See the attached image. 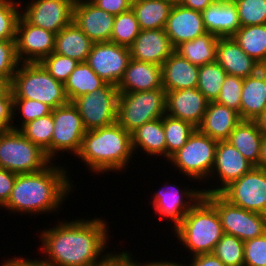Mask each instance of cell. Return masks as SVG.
I'll use <instances>...</instances> for the list:
<instances>
[{
    "label": "cell",
    "instance_id": "cell-1",
    "mask_svg": "<svg viewBox=\"0 0 266 266\" xmlns=\"http://www.w3.org/2000/svg\"><path fill=\"white\" fill-rule=\"evenodd\" d=\"M86 217L58 219L54 226L38 229L42 257L51 266H93L110 252L108 219Z\"/></svg>",
    "mask_w": 266,
    "mask_h": 266
},
{
    "label": "cell",
    "instance_id": "cell-2",
    "mask_svg": "<svg viewBox=\"0 0 266 266\" xmlns=\"http://www.w3.org/2000/svg\"><path fill=\"white\" fill-rule=\"evenodd\" d=\"M57 164V165H56ZM59 162H52L43 170L17 174L7 203L2 207L9 214H29L31 217L63 211L66 199L76 191L71 169ZM70 172V173H69ZM74 183V184H73ZM74 188V189H73ZM61 208V209H60ZM60 211V212H59Z\"/></svg>",
    "mask_w": 266,
    "mask_h": 266
},
{
    "label": "cell",
    "instance_id": "cell-3",
    "mask_svg": "<svg viewBox=\"0 0 266 266\" xmlns=\"http://www.w3.org/2000/svg\"><path fill=\"white\" fill-rule=\"evenodd\" d=\"M131 133L117 122L94 130H86L77 159L93 175L126 173L133 162Z\"/></svg>",
    "mask_w": 266,
    "mask_h": 266
},
{
    "label": "cell",
    "instance_id": "cell-4",
    "mask_svg": "<svg viewBox=\"0 0 266 266\" xmlns=\"http://www.w3.org/2000/svg\"><path fill=\"white\" fill-rule=\"evenodd\" d=\"M171 234L177 239L175 243L181 246L179 251L185 249L191 257L212 253L224 231L216 208L202 196Z\"/></svg>",
    "mask_w": 266,
    "mask_h": 266
},
{
    "label": "cell",
    "instance_id": "cell-5",
    "mask_svg": "<svg viewBox=\"0 0 266 266\" xmlns=\"http://www.w3.org/2000/svg\"><path fill=\"white\" fill-rule=\"evenodd\" d=\"M13 99H30L52 109L69 102L64 83L55 80L40 62L20 63L9 85Z\"/></svg>",
    "mask_w": 266,
    "mask_h": 266
},
{
    "label": "cell",
    "instance_id": "cell-6",
    "mask_svg": "<svg viewBox=\"0 0 266 266\" xmlns=\"http://www.w3.org/2000/svg\"><path fill=\"white\" fill-rule=\"evenodd\" d=\"M218 141L202 134L198 129L189 137L186 144L166 162L174 171L183 175V180L193 182L197 187L206 184L215 163ZM197 180V181H196ZM196 182L199 183L196 184ZM202 182V183H201Z\"/></svg>",
    "mask_w": 266,
    "mask_h": 266
},
{
    "label": "cell",
    "instance_id": "cell-7",
    "mask_svg": "<svg viewBox=\"0 0 266 266\" xmlns=\"http://www.w3.org/2000/svg\"><path fill=\"white\" fill-rule=\"evenodd\" d=\"M166 114V91L157 88L141 92H119L117 123L129 133Z\"/></svg>",
    "mask_w": 266,
    "mask_h": 266
},
{
    "label": "cell",
    "instance_id": "cell-8",
    "mask_svg": "<svg viewBox=\"0 0 266 266\" xmlns=\"http://www.w3.org/2000/svg\"><path fill=\"white\" fill-rule=\"evenodd\" d=\"M51 163L45 151L18 130L0 133V168L25 174L43 170Z\"/></svg>",
    "mask_w": 266,
    "mask_h": 266
},
{
    "label": "cell",
    "instance_id": "cell-9",
    "mask_svg": "<svg viewBox=\"0 0 266 266\" xmlns=\"http://www.w3.org/2000/svg\"><path fill=\"white\" fill-rule=\"evenodd\" d=\"M170 183V184H169ZM179 182H169L165 180V183L161 184L163 187L156 190L151 194L152 197L149 201V205L155 211L154 215L159 216V219L163 221L171 222L170 226L173 230L184 218V216L191 210V208L201 199L203 196L202 188L192 185V187L183 186ZM183 186V188H182ZM180 187V188H179ZM196 187V188H194Z\"/></svg>",
    "mask_w": 266,
    "mask_h": 266
},
{
    "label": "cell",
    "instance_id": "cell-10",
    "mask_svg": "<svg viewBox=\"0 0 266 266\" xmlns=\"http://www.w3.org/2000/svg\"><path fill=\"white\" fill-rule=\"evenodd\" d=\"M203 196L216 208L224 233L233 235L243 242L266 233V215L233 205L220 193Z\"/></svg>",
    "mask_w": 266,
    "mask_h": 266
},
{
    "label": "cell",
    "instance_id": "cell-11",
    "mask_svg": "<svg viewBox=\"0 0 266 266\" xmlns=\"http://www.w3.org/2000/svg\"><path fill=\"white\" fill-rule=\"evenodd\" d=\"M54 132L51 141V161L56 162L60 154L65 152L76 157L80 152L83 137L86 133L82 118L73 105H65L52 109ZM67 152V153H66Z\"/></svg>",
    "mask_w": 266,
    "mask_h": 266
},
{
    "label": "cell",
    "instance_id": "cell-12",
    "mask_svg": "<svg viewBox=\"0 0 266 266\" xmlns=\"http://www.w3.org/2000/svg\"><path fill=\"white\" fill-rule=\"evenodd\" d=\"M118 94L116 85L106 83L92 93L71 101L78 110L86 130L102 128L117 122Z\"/></svg>",
    "mask_w": 266,
    "mask_h": 266
},
{
    "label": "cell",
    "instance_id": "cell-13",
    "mask_svg": "<svg viewBox=\"0 0 266 266\" xmlns=\"http://www.w3.org/2000/svg\"><path fill=\"white\" fill-rule=\"evenodd\" d=\"M220 194L233 205L266 215V170L254 167Z\"/></svg>",
    "mask_w": 266,
    "mask_h": 266
},
{
    "label": "cell",
    "instance_id": "cell-14",
    "mask_svg": "<svg viewBox=\"0 0 266 266\" xmlns=\"http://www.w3.org/2000/svg\"><path fill=\"white\" fill-rule=\"evenodd\" d=\"M254 167L252 163L243 157V155L226 140L218 141L215 163L209 177L210 180L206 182L208 187L201 186L203 194L220 193L231 182L239 179ZM212 181L214 184L211 183Z\"/></svg>",
    "mask_w": 266,
    "mask_h": 266
},
{
    "label": "cell",
    "instance_id": "cell-15",
    "mask_svg": "<svg viewBox=\"0 0 266 266\" xmlns=\"http://www.w3.org/2000/svg\"><path fill=\"white\" fill-rule=\"evenodd\" d=\"M22 2L21 15L32 25L57 34L73 22L75 0H28ZM25 5H24V4Z\"/></svg>",
    "mask_w": 266,
    "mask_h": 266
},
{
    "label": "cell",
    "instance_id": "cell-16",
    "mask_svg": "<svg viewBox=\"0 0 266 266\" xmlns=\"http://www.w3.org/2000/svg\"><path fill=\"white\" fill-rule=\"evenodd\" d=\"M131 60L130 48L112 42L94 43L87 64L105 82L118 85Z\"/></svg>",
    "mask_w": 266,
    "mask_h": 266
},
{
    "label": "cell",
    "instance_id": "cell-17",
    "mask_svg": "<svg viewBox=\"0 0 266 266\" xmlns=\"http://www.w3.org/2000/svg\"><path fill=\"white\" fill-rule=\"evenodd\" d=\"M56 34L30 24L22 15L16 31V54L20 63L41 62L55 47Z\"/></svg>",
    "mask_w": 266,
    "mask_h": 266
},
{
    "label": "cell",
    "instance_id": "cell-18",
    "mask_svg": "<svg viewBox=\"0 0 266 266\" xmlns=\"http://www.w3.org/2000/svg\"><path fill=\"white\" fill-rule=\"evenodd\" d=\"M115 16L92 2H75L73 22L94 43L110 42Z\"/></svg>",
    "mask_w": 266,
    "mask_h": 266
},
{
    "label": "cell",
    "instance_id": "cell-19",
    "mask_svg": "<svg viewBox=\"0 0 266 266\" xmlns=\"http://www.w3.org/2000/svg\"><path fill=\"white\" fill-rule=\"evenodd\" d=\"M209 100L197 88L166 92V114L198 128Z\"/></svg>",
    "mask_w": 266,
    "mask_h": 266
},
{
    "label": "cell",
    "instance_id": "cell-20",
    "mask_svg": "<svg viewBox=\"0 0 266 266\" xmlns=\"http://www.w3.org/2000/svg\"><path fill=\"white\" fill-rule=\"evenodd\" d=\"M165 32L176 49L180 44L207 33L202 13L175 3L167 19Z\"/></svg>",
    "mask_w": 266,
    "mask_h": 266
},
{
    "label": "cell",
    "instance_id": "cell-21",
    "mask_svg": "<svg viewBox=\"0 0 266 266\" xmlns=\"http://www.w3.org/2000/svg\"><path fill=\"white\" fill-rule=\"evenodd\" d=\"M129 48L132 59L160 66L175 51L165 29L141 30Z\"/></svg>",
    "mask_w": 266,
    "mask_h": 266
},
{
    "label": "cell",
    "instance_id": "cell-22",
    "mask_svg": "<svg viewBox=\"0 0 266 266\" xmlns=\"http://www.w3.org/2000/svg\"><path fill=\"white\" fill-rule=\"evenodd\" d=\"M216 62L227 74L241 78L252 76L263 68L249 57L232 37L218 39Z\"/></svg>",
    "mask_w": 266,
    "mask_h": 266
},
{
    "label": "cell",
    "instance_id": "cell-23",
    "mask_svg": "<svg viewBox=\"0 0 266 266\" xmlns=\"http://www.w3.org/2000/svg\"><path fill=\"white\" fill-rule=\"evenodd\" d=\"M201 13L206 31L219 38L232 37L241 27L233 0H215Z\"/></svg>",
    "mask_w": 266,
    "mask_h": 266
},
{
    "label": "cell",
    "instance_id": "cell-24",
    "mask_svg": "<svg viewBox=\"0 0 266 266\" xmlns=\"http://www.w3.org/2000/svg\"><path fill=\"white\" fill-rule=\"evenodd\" d=\"M117 88L118 92H141L163 88L162 66L131 58Z\"/></svg>",
    "mask_w": 266,
    "mask_h": 266
},
{
    "label": "cell",
    "instance_id": "cell-25",
    "mask_svg": "<svg viewBox=\"0 0 266 266\" xmlns=\"http://www.w3.org/2000/svg\"><path fill=\"white\" fill-rule=\"evenodd\" d=\"M199 66L174 51L162 64V87L166 92L197 88Z\"/></svg>",
    "mask_w": 266,
    "mask_h": 266
},
{
    "label": "cell",
    "instance_id": "cell-26",
    "mask_svg": "<svg viewBox=\"0 0 266 266\" xmlns=\"http://www.w3.org/2000/svg\"><path fill=\"white\" fill-rule=\"evenodd\" d=\"M241 121L238 112L216 101H210L197 129L214 140L225 141Z\"/></svg>",
    "mask_w": 266,
    "mask_h": 266
},
{
    "label": "cell",
    "instance_id": "cell-27",
    "mask_svg": "<svg viewBox=\"0 0 266 266\" xmlns=\"http://www.w3.org/2000/svg\"><path fill=\"white\" fill-rule=\"evenodd\" d=\"M132 149L134 155L146 156L145 159L152 157L166 161V140L163 129L162 118L145 123L131 133ZM150 156V157H149ZM161 157V158H160Z\"/></svg>",
    "mask_w": 266,
    "mask_h": 266
},
{
    "label": "cell",
    "instance_id": "cell-28",
    "mask_svg": "<svg viewBox=\"0 0 266 266\" xmlns=\"http://www.w3.org/2000/svg\"><path fill=\"white\" fill-rule=\"evenodd\" d=\"M266 109V70L261 68L256 74L243 78L240 118L255 120Z\"/></svg>",
    "mask_w": 266,
    "mask_h": 266
},
{
    "label": "cell",
    "instance_id": "cell-29",
    "mask_svg": "<svg viewBox=\"0 0 266 266\" xmlns=\"http://www.w3.org/2000/svg\"><path fill=\"white\" fill-rule=\"evenodd\" d=\"M94 42L72 22L56 34L54 53L86 62Z\"/></svg>",
    "mask_w": 266,
    "mask_h": 266
},
{
    "label": "cell",
    "instance_id": "cell-30",
    "mask_svg": "<svg viewBox=\"0 0 266 266\" xmlns=\"http://www.w3.org/2000/svg\"><path fill=\"white\" fill-rule=\"evenodd\" d=\"M263 134L254 121L242 120L226 140L234 146L250 163L259 167Z\"/></svg>",
    "mask_w": 266,
    "mask_h": 266
},
{
    "label": "cell",
    "instance_id": "cell-31",
    "mask_svg": "<svg viewBox=\"0 0 266 266\" xmlns=\"http://www.w3.org/2000/svg\"><path fill=\"white\" fill-rule=\"evenodd\" d=\"M173 6L166 0H133L131 9L141 30L165 29Z\"/></svg>",
    "mask_w": 266,
    "mask_h": 266
},
{
    "label": "cell",
    "instance_id": "cell-32",
    "mask_svg": "<svg viewBox=\"0 0 266 266\" xmlns=\"http://www.w3.org/2000/svg\"><path fill=\"white\" fill-rule=\"evenodd\" d=\"M106 83L91 69L87 62H79L65 81L64 89L69 102H71L80 96L92 93Z\"/></svg>",
    "mask_w": 266,
    "mask_h": 266
},
{
    "label": "cell",
    "instance_id": "cell-33",
    "mask_svg": "<svg viewBox=\"0 0 266 266\" xmlns=\"http://www.w3.org/2000/svg\"><path fill=\"white\" fill-rule=\"evenodd\" d=\"M219 37L205 33L194 40L180 44L175 51L197 66L216 62V48Z\"/></svg>",
    "mask_w": 266,
    "mask_h": 266
},
{
    "label": "cell",
    "instance_id": "cell-34",
    "mask_svg": "<svg viewBox=\"0 0 266 266\" xmlns=\"http://www.w3.org/2000/svg\"><path fill=\"white\" fill-rule=\"evenodd\" d=\"M232 38L249 57L266 65V24L240 27Z\"/></svg>",
    "mask_w": 266,
    "mask_h": 266
},
{
    "label": "cell",
    "instance_id": "cell-35",
    "mask_svg": "<svg viewBox=\"0 0 266 266\" xmlns=\"http://www.w3.org/2000/svg\"><path fill=\"white\" fill-rule=\"evenodd\" d=\"M166 140V161L180 150L197 130L191 123L165 114L162 117Z\"/></svg>",
    "mask_w": 266,
    "mask_h": 266
},
{
    "label": "cell",
    "instance_id": "cell-36",
    "mask_svg": "<svg viewBox=\"0 0 266 266\" xmlns=\"http://www.w3.org/2000/svg\"><path fill=\"white\" fill-rule=\"evenodd\" d=\"M18 131L45 151L51 160V141L54 132L52 112L24 124Z\"/></svg>",
    "mask_w": 266,
    "mask_h": 266
},
{
    "label": "cell",
    "instance_id": "cell-37",
    "mask_svg": "<svg viewBox=\"0 0 266 266\" xmlns=\"http://www.w3.org/2000/svg\"><path fill=\"white\" fill-rule=\"evenodd\" d=\"M226 75L225 70L217 62L200 66L197 89L209 101H216Z\"/></svg>",
    "mask_w": 266,
    "mask_h": 266
},
{
    "label": "cell",
    "instance_id": "cell-38",
    "mask_svg": "<svg viewBox=\"0 0 266 266\" xmlns=\"http://www.w3.org/2000/svg\"><path fill=\"white\" fill-rule=\"evenodd\" d=\"M141 29L132 9L116 15L110 42L130 47Z\"/></svg>",
    "mask_w": 266,
    "mask_h": 266
},
{
    "label": "cell",
    "instance_id": "cell-39",
    "mask_svg": "<svg viewBox=\"0 0 266 266\" xmlns=\"http://www.w3.org/2000/svg\"><path fill=\"white\" fill-rule=\"evenodd\" d=\"M51 111V107L39 101L30 99H13V129L19 130L24 124L46 116L50 114ZM16 117H18V120Z\"/></svg>",
    "mask_w": 266,
    "mask_h": 266
},
{
    "label": "cell",
    "instance_id": "cell-40",
    "mask_svg": "<svg viewBox=\"0 0 266 266\" xmlns=\"http://www.w3.org/2000/svg\"><path fill=\"white\" fill-rule=\"evenodd\" d=\"M226 266H244V242L224 233L213 252Z\"/></svg>",
    "mask_w": 266,
    "mask_h": 266
},
{
    "label": "cell",
    "instance_id": "cell-41",
    "mask_svg": "<svg viewBox=\"0 0 266 266\" xmlns=\"http://www.w3.org/2000/svg\"><path fill=\"white\" fill-rule=\"evenodd\" d=\"M20 16V0H0V40H15Z\"/></svg>",
    "mask_w": 266,
    "mask_h": 266
},
{
    "label": "cell",
    "instance_id": "cell-42",
    "mask_svg": "<svg viewBox=\"0 0 266 266\" xmlns=\"http://www.w3.org/2000/svg\"><path fill=\"white\" fill-rule=\"evenodd\" d=\"M237 6L240 26L266 24V0H233Z\"/></svg>",
    "mask_w": 266,
    "mask_h": 266
},
{
    "label": "cell",
    "instance_id": "cell-43",
    "mask_svg": "<svg viewBox=\"0 0 266 266\" xmlns=\"http://www.w3.org/2000/svg\"><path fill=\"white\" fill-rule=\"evenodd\" d=\"M242 89L243 78L227 74L221 85V92L216 102L233 109L240 115Z\"/></svg>",
    "mask_w": 266,
    "mask_h": 266
},
{
    "label": "cell",
    "instance_id": "cell-44",
    "mask_svg": "<svg viewBox=\"0 0 266 266\" xmlns=\"http://www.w3.org/2000/svg\"><path fill=\"white\" fill-rule=\"evenodd\" d=\"M48 73L57 81L65 83L79 62L75 59L52 52L41 62Z\"/></svg>",
    "mask_w": 266,
    "mask_h": 266
},
{
    "label": "cell",
    "instance_id": "cell-45",
    "mask_svg": "<svg viewBox=\"0 0 266 266\" xmlns=\"http://www.w3.org/2000/svg\"><path fill=\"white\" fill-rule=\"evenodd\" d=\"M19 64L15 40H0V78L10 85Z\"/></svg>",
    "mask_w": 266,
    "mask_h": 266
},
{
    "label": "cell",
    "instance_id": "cell-46",
    "mask_svg": "<svg viewBox=\"0 0 266 266\" xmlns=\"http://www.w3.org/2000/svg\"><path fill=\"white\" fill-rule=\"evenodd\" d=\"M244 266H266V233L244 242Z\"/></svg>",
    "mask_w": 266,
    "mask_h": 266
},
{
    "label": "cell",
    "instance_id": "cell-47",
    "mask_svg": "<svg viewBox=\"0 0 266 266\" xmlns=\"http://www.w3.org/2000/svg\"><path fill=\"white\" fill-rule=\"evenodd\" d=\"M116 248L113 247L112 250L98 263L94 264L93 266H149V259L143 260V262H139V260H136V255H133L130 250H123L121 248L120 251L116 252ZM133 257V258H132Z\"/></svg>",
    "mask_w": 266,
    "mask_h": 266
},
{
    "label": "cell",
    "instance_id": "cell-48",
    "mask_svg": "<svg viewBox=\"0 0 266 266\" xmlns=\"http://www.w3.org/2000/svg\"><path fill=\"white\" fill-rule=\"evenodd\" d=\"M13 129V93L9 86L0 95V133Z\"/></svg>",
    "mask_w": 266,
    "mask_h": 266
},
{
    "label": "cell",
    "instance_id": "cell-49",
    "mask_svg": "<svg viewBox=\"0 0 266 266\" xmlns=\"http://www.w3.org/2000/svg\"><path fill=\"white\" fill-rule=\"evenodd\" d=\"M133 0H94L99 9H102L114 16L131 9Z\"/></svg>",
    "mask_w": 266,
    "mask_h": 266
},
{
    "label": "cell",
    "instance_id": "cell-50",
    "mask_svg": "<svg viewBox=\"0 0 266 266\" xmlns=\"http://www.w3.org/2000/svg\"><path fill=\"white\" fill-rule=\"evenodd\" d=\"M17 174L0 168V210L7 203Z\"/></svg>",
    "mask_w": 266,
    "mask_h": 266
},
{
    "label": "cell",
    "instance_id": "cell-51",
    "mask_svg": "<svg viewBox=\"0 0 266 266\" xmlns=\"http://www.w3.org/2000/svg\"><path fill=\"white\" fill-rule=\"evenodd\" d=\"M23 257L19 255L18 257L12 256L9 257L7 260L4 259V262L1 261L0 266H51L42 256L39 258L31 259V256ZM29 257V258H27Z\"/></svg>",
    "mask_w": 266,
    "mask_h": 266
},
{
    "label": "cell",
    "instance_id": "cell-52",
    "mask_svg": "<svg viewBox=\"0 0 266 266\" xmlns=\"http://www.w3.org/2000/svg\"><path fill=\"white\" fill-rule=\"evenodd\" d=\"M190 266H226L213 253L198 254L188 258Z\"/></svg>",
    "mask_w": 266,
    "mask_h": 266
},
{
    "label": "cell",
    "instance_id": "cell-53",
    "mask_svg": "<svg viewBox=\"0 0 266 266\" xmlns=\"http://www.w3.org/2000/svg\"><path fill=\"white\" fill-rule=\"evenodd\" d=\"M215 0H178V4L193 9L198 12H202L206 7H208Z\"/></svg>",
    "mask_w": 266,
    "mask_h": 266
},
{
    "label": "cell",
    "instance_id": "cell-54",
    "mask_svg": "<svg viewBox=\"0 0 266 266\" xmlns=\"http://www.w3.org/2000/svg\"><path fill=\"white\" fill-rule=\"evenodd\" d=\"M183 260L182 261H175L174 259L173 260H163V258L161 260H154V259H150L149 260V266H190L189 263H187L184 258H182ZM186 262V263H184Z\"/></svg>",
    "mask_w": 266,
    "mask_h": 266
},
{
    "label": "cell",
    "instance_id": "cell-55",
    "mask_svg": "<svg viewBox=\"0 0 266 266\" xmlns=\"http://www.w3.org/2000/svg\"><path fill=\"white\" fill-rule=\"evenodd\" d=\"M259 131L263 134V136L266 135V109L255 119L253 120Z\"/></svg>",
    "mask_w": 266,
    "mask_h": 266
},
{
    "label": "cell",
    "instance_id": "cell-56",
    "mask_svg": "<svg viewBox=\"0 0 266 266\" xmlns=\"http://www.w3.org/2000/svg\"><path fill=\"white\" fill-rule=\"evenodd\" d=\"M259 168L266 170V135L263 136L260 150Z\"/></svg>",
    "mask_w": 266,
    "mask_h": 266
},
{
    "label": "cell",
    "instance_id": "cell-57",
    "mask_svg": "<svg viewBox=\"0 0 266 266\" xmlns=\"http://www.w3.org/2000/svg\"><path fill=\"white\" fill-rule=\"evenodd\" d=\"M9 87V84L0 78V95Z\"/></svg>",
    "mask_w": 266,
    "mask_h": 266
},
{
    "label": "cell",
    "instance_id": "cell-58",
    "mask_svg": "<svg viewBox=\"0 0 266 266\" xmlns=\"http://www.w3.org/2000/svg\"><path fill=\"white\" fill-rule=\"evenodd\" d=\"M94 0H75V2H93Z\"/></svg>",
    "mask_w": 266,
    "mask_h": 266
},
{
    "label": "cell",
    "instance_id": "cell-59",
    "mask_svg": "<svg viewBox=\"0 0 266 266\" xmlns=\"http://www.w3.org/2000/svg\"><path fill=\"white\" fill-rule=\"evenodd\" d=\"M166 1H169V2L174 3V4L178 2V0H166Z\"/></svg>",
    "mask_w": 266,
    "mask_h": 266
}]
</instances>
